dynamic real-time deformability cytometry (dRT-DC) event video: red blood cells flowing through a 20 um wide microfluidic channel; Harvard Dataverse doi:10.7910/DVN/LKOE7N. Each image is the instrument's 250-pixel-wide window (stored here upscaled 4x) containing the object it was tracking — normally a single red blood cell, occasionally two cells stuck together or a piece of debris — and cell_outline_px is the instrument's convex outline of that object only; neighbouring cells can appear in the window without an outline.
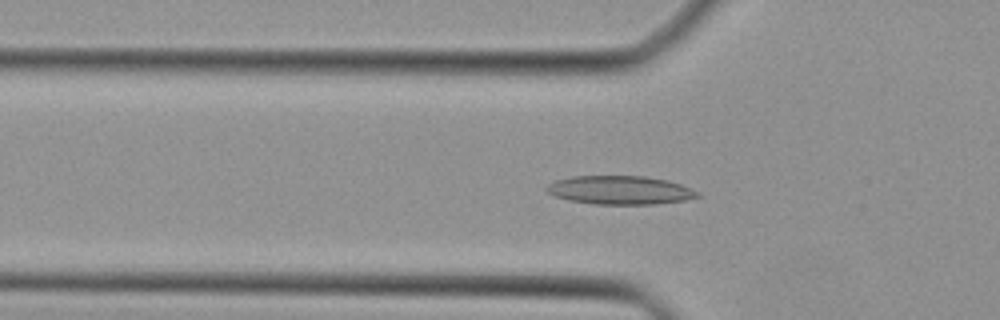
{"species": "Egyptian fruit bat (a non-hibernating species)", "species_latin": "Rousettus aegyptiacus", "temperature_condition": "cold", "stored_images_in_passage": 35, "camera_frame_rate_fps": 3000, "um_per_image_px": 0.085, "animal": {"sex": "female"}, "frame": {"image": 1, "passage_image": 4, "time_ms": 1.0, "image_size_px": [1000, 320], "cell_outline_px": [[704, 196], [684, 200], [656, 204], [592, 204], [568, 200], [556, 196], [548, 192], [544, 188], [548, 184], [556, 180], [572, 176], [644, 176], [668, 180], [680, 184], [700, 192]], "centroid_in_image_um": [52.73, 16.16], "position_along_channel_um": 73.1, "area_um2": 25.26}}
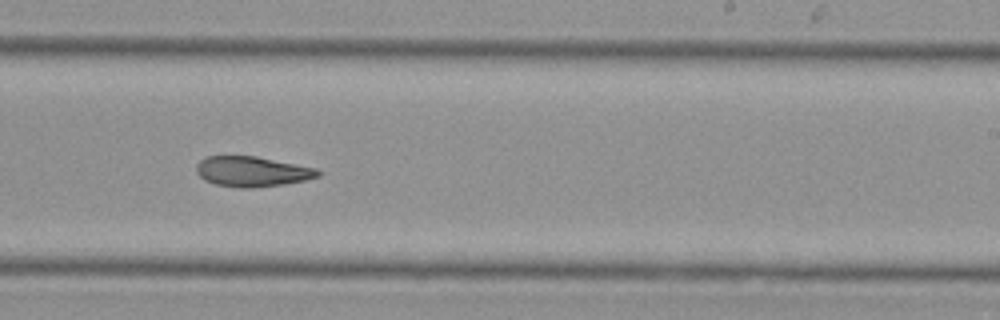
{"frame": {"image": 2, "passage_image": 17, "time_ms": 5.333, "image_size_px": [1000, 320], "cell_outline_px": [[324, 172], [320, 176], [304, 180], [284, 184], [252, 188], [240, 188], [216, 184], [204, 180], [196, 172], [196, 164], [200, 160], [208, 156], [256, 156], [316, 168]], "centroid_in_image_um": [21.44, 14.58], "position_along_channel_um": 267.6, "area_um2": 21.44}}
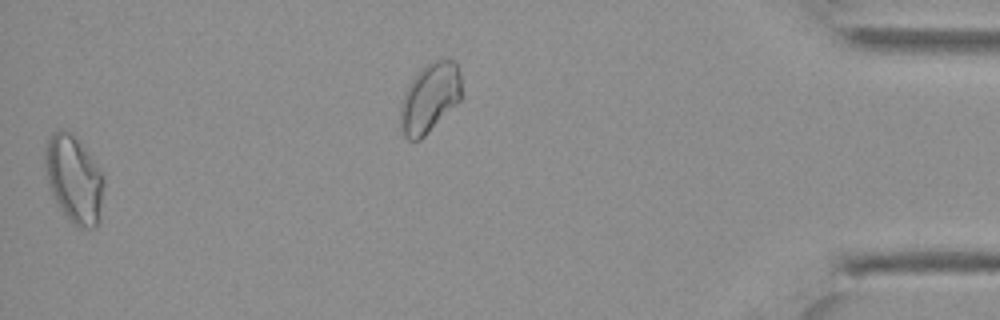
{"frame": {"image": 3, "passage_image": 34, "time_ms": 11.0, "image_size_px": [1000, 320], "cell_outline_px": [[104, 184], [100, 220], [96, 228], [80, 228], [56, 204], [52, 196], [48, 184], [44, 164], [44, 156], [48, 140], [52, 132], [60, 128], [68, 128], [104, 176]], "centroid_in_image_um": [6.28, 15.23], "position_along_channel_um": 428.9, "area_um2": 29.77}}